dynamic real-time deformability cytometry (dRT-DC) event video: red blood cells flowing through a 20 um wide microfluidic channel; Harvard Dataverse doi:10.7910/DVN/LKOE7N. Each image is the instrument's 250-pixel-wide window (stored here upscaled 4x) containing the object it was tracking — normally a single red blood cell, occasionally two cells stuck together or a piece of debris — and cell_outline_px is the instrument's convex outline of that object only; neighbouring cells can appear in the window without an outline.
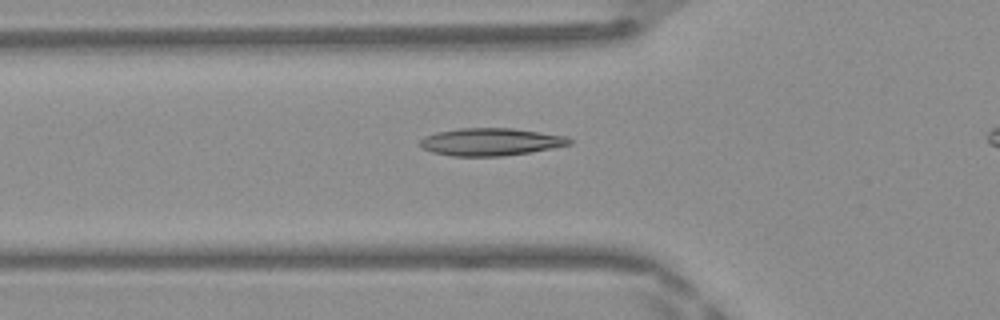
{"species": "Egyptian fruit bat (a non-hibernating species)", "species_latin": "Rousettus aegyptiacus", "temperature_condition": "warm", "stored_images_in_passage": 36, "camera_frame_rate_fps": 3000, "um_per_image_px": 0.085, "frame": {"image": 1, "passage_image": 10, "time_ms": 3.0, "image_size_px": [1000, 320], "cell_outline_px": [[572, 144], [552, 148], [528, 152], [500, 156], [452, 156], [432, 152], [420, 148], [420, 140], [424, 136], [436, 132], [460, 128], [512, 128], [568, 136], [572, 140]], "centroid_in_image_um": [41.69, 12.05], "position_along_channel_um": 84.1, "area_um2": 23.99}}
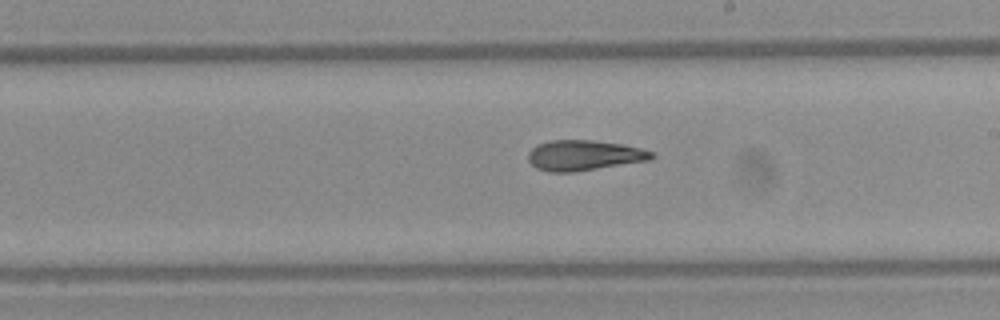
{"frame": {"image": 2, "passage_image": 21, "time_ms": 6.667, "image_size_px": [1000, 320], "cell_outline_px": [[656, 156], [648, 160], [576, 172], [548, 172], [536, 168], [528, 160], [528, 152], [532, 148], [540, 144], [552, 140], [592, 140], [624, 144], [656, 152]], "centroid_in_image_um": [49.66, 13.21], "position_along_channel_um": 239.3, "area_um2": 21.91}}
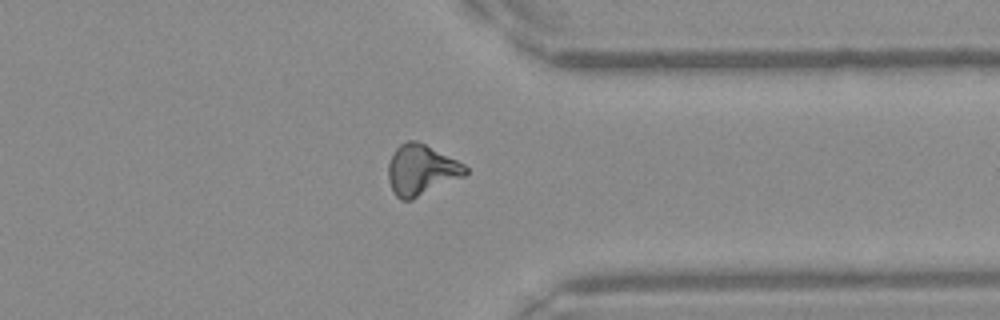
{"frame": {"image": 3, "passage_image": 31, "time_ms": 10.0, "image_size_px": [1000, 320], "cell_outline_px": [[468, 172], [464, 176], [412, 200], [400, 200], [392, 192], [388, 180], [388, 164], [396, 148], [400, 144], [408, 140], [416, 140], [464, 164], [468, 168]], "centroid_in_image_um": [35.78, 14.47], "position_along_channel_um": 375.6, "area_um2": 22.66}, "authors_computed_cell_mechanics": {"area_um2": 21.8195, "velocity_mm_per_s": 4.2062, "shape_relaxation_time_tau1_ms": null, "shape_relaxation_time_tau2_ms": 2.8661, "deformation_change_tau1": null, "deformation_change_tau2": 0.1002}}